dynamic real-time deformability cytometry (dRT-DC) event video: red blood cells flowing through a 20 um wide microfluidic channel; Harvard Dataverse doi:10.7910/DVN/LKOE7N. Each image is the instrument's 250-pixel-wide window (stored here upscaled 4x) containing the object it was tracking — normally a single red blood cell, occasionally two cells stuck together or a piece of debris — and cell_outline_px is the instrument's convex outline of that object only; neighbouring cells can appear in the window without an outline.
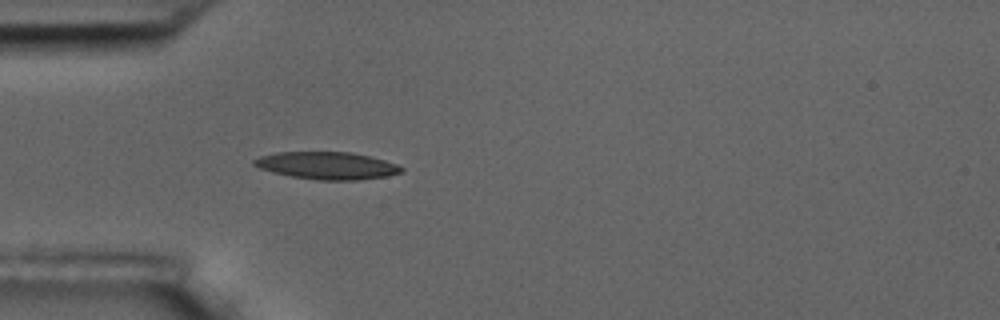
{"species": "common noctule bat (a hibernating species)", "species_latin": "Nyctalus noctula", "temperature_condition": "room temperature", "stored_images_in_passage": 3, "camera_frame_rate_fps": 3000, "um_per_image_px": 0.085, "animal": {"sex": "male", "body_mass_g": 17.5, "forearm_length_mm": 52.3}, "frame": {"image": 1, "passage_image": 3, "time_ms": 3.333, "image_size_px": [1000, 320], "cell_outline_px": [[404, 168], [400, 172], [388, 176], [356, 180], [320, 180], [292, 176], [272, 172], [260, 168], [252, 164], [252, 160], [260, 156], [280, 152], [352, 152], [384, 160], [396, 164]], "centroid_in_image_um": [27.78, 14.07], "position_along_channel_um": 57.2, "area_um2": 23.29}}